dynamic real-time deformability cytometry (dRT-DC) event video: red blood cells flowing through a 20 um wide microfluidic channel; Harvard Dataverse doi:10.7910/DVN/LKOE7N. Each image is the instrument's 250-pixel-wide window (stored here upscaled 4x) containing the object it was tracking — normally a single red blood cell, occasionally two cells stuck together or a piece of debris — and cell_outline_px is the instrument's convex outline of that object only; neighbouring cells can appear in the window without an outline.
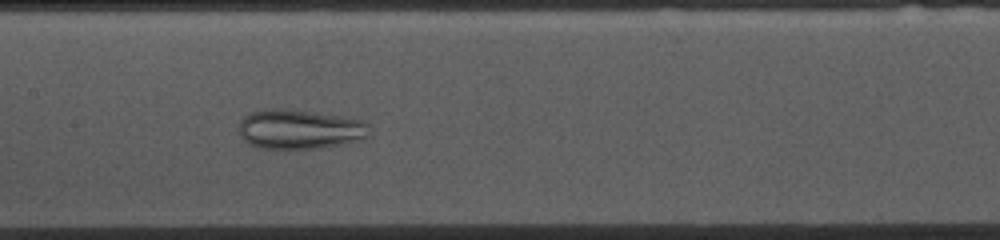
{"species": "common noctule bat (a hibernating species)", "species_latin": "Nyctalus noctula", "temperature_condition": "cold", "stored_images_in_passage": 53, "camera_frame_rate_fps": 3000, "um_per_image_px": 0.085, "animal": {"sex": "female", "body_mass_g": 10.0, "forearm_length_mm": 53.1}, "frame": {"image": 1, "passage_image": 24, "time_ms": 7.667, "image_size_px": [1000, 240], "cell_outline_px": [[368, 136], [360, 140], [344, 144], [316, 148], [260, 148], [248, 144], [240, 136], [240, 120], [248, 112], [268, 108], [284, 108], [344, 116], [364, 120], [368, 124]], "centroid_in_image_um": [25.46, 10.97], "position_along_channel_um": 181.9, "area_um2": 30.35}}
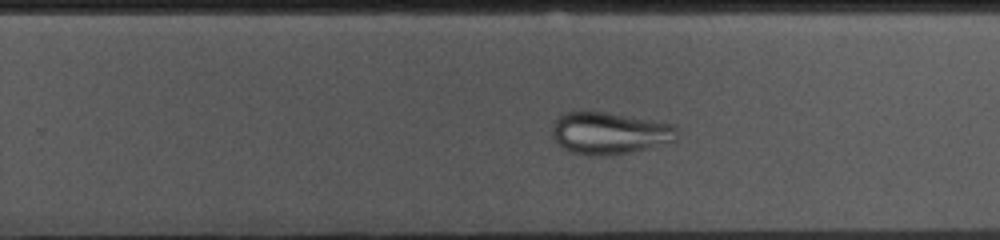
{"frame": {"image": 2, "passage_image": 32, "time_ms": 10.333, "image_size_px": [1000, 240], "cell_outline_px": [[680, 132], [676, 140], [652, 148], [632, 152], [600, 156], [592, 156], [572, 152], [564, 148], [552, 136], [552, 120], [568, 112], [580, 108], [608, 112], [656, 120], [676, 124]], "centroid_in_image_um": [51.85, 11.28], "position_along_channel_um": 278.0, "area_um2": 31.67}}
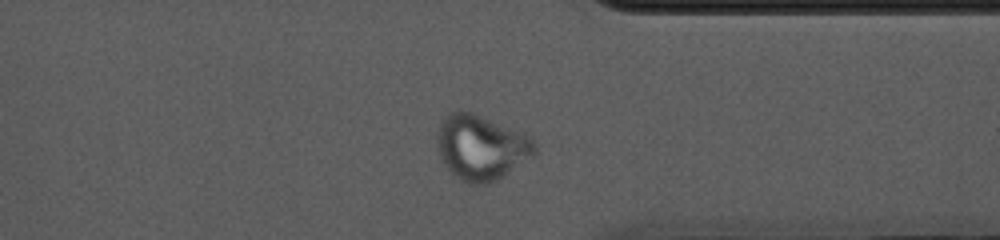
{"frame": {"image": 3, "passage_image": 40, "time_ms": 13.0, "image_size_px": [1000, 240], "cell_outline_px": [[536, 152], [532, 156], [496, 180], [488, 184], [468, 184], [460, 180], [444, 164], [436, 148], [436, 136], [440, 124], [444, 116], [452, 112], [472, 112], [524, 132], [532, 140], [536, 148]], "centroid_in_image_um": [40.87, 12.52], "position_along_channel_um": 370.5, "area_um2": 36.82}}